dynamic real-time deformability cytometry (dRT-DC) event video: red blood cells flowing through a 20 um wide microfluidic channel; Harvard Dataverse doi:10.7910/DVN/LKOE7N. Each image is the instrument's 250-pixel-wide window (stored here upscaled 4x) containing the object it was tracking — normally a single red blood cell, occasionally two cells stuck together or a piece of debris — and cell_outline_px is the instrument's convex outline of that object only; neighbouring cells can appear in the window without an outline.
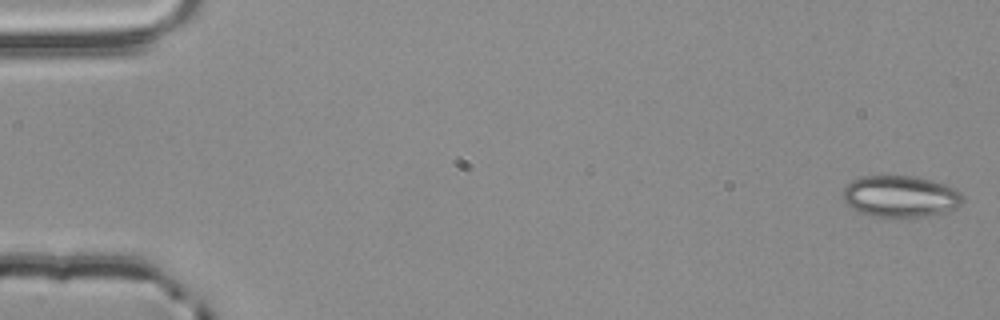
{"species": "common noctule bat (a hibernating species)", "species_latin": "Nyctalus noctula", "temperature_condition": "room temperature", "stored_images_in_passage": 5, "camera_frame_rate_fps": 3000, "um_per_image_px": 0.085, "animal": {"sex": "male", "body_mass_g": 20.4}, "frame": {"image": 1, "passage_image": 1, "time_ms": 0.0, "image_size_px": [1000, 320], "cell_outline_px": [[964, 200], [956, 208], [944, 212], [924, 216], [876, 216], [860, 212], [852, 208], [840, 196], [844, 188], [852, 180], [860, 176], [916, 176], [932, 180], [944, 184], [960, 192], [964, 196]], "centroid_in_image_um": [76.52, 16.67], "position_along_channel_um": 8.5, "area_um2": 28.84}}